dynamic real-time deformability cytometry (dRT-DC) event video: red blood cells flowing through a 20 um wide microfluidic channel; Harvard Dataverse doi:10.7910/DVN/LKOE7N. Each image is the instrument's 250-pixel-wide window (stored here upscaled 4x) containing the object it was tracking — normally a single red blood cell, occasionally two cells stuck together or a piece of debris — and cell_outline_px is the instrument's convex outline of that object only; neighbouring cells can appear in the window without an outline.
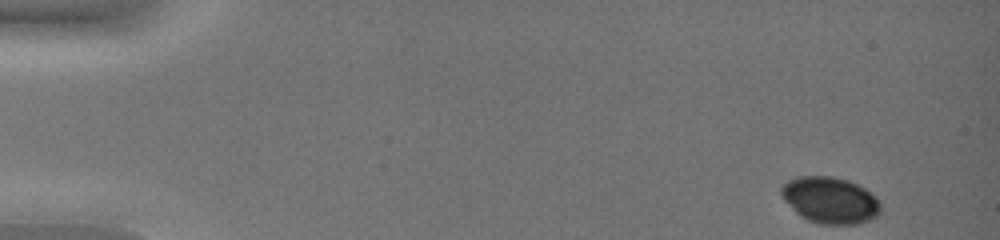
{"species": "common noctule bat (a hibernating species)", "species_latin": "Nyctalus noctula", "temperature_condition": "warm", "stored_images_in_passage": 44, "camera_frame_rate_fps": 3000, "um_per_image_px": 0.085, "animal": {"sex": "female", "body_mass_g": 19.0, "forearm_length_mm": 51.5}, "frame": {"image": 1, "passage_image": 1, "time_ms": 0.0, "image_size_px": [1000, 240], "cell_outline_px": [[880, 212], [876, 216], [868, 220], [856, 224], [820, 224], [808, 220], [800, 216], [784, 200], [780, 192], [780, 188], [788, 180], [796, 176], [832, 176], [848, 180], [864, 188], [876, 196], [880, 204]], "centroid_in_image_um": [70.54, 17.0], "position_along_channel_um": 14.5, "area_um2": 26.88}}
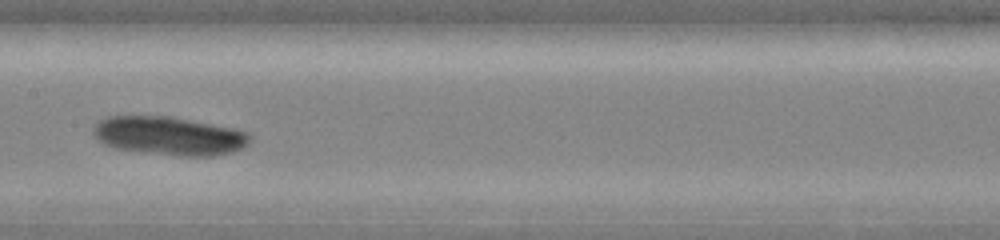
{"frame": {"image": 2, "passage_image": 24, "time_ms": 7.667, "image_size_px": [1000, 240], "cell_outline_px": [[252, 136], [248, 144], [232, 152], [212, 156], [180, 156], [116, 148], [104, 144], [92, 132], [92, 128], [100, 120], [108, 116], [172, 116], [232, 128], [248, 132]], "centroid_in_image_um": [14.39, 11.54], "position_along_channel_um": 193.0, "area_um2": 34.97}}
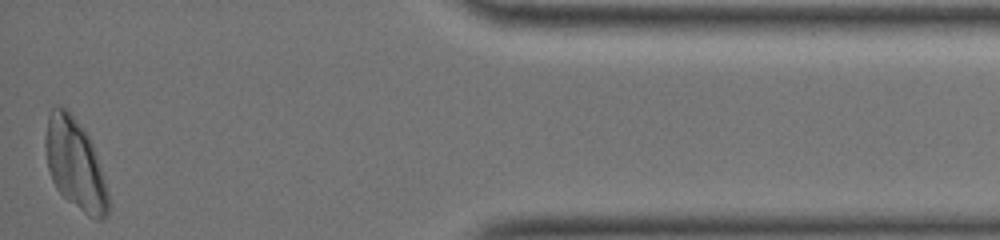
{"frame": {"image": 3, "passage_image": 44, "time_ms": 14.333, "image_size_px": [1000, 240], "cell_outline_px": [[108, 212], [104, 220], [96, 220], [88, 216], [68, 200], [56, 188], [52, 180], [48, 168], [44, 144], [44, 140], [48, 116], [52, 108], [64, 108], [72, 116], [88, 136], [92, 144], [108, 192]], "centroid_in_image_um": [6.37, 14.01], "position_along_channel_um": 428.8, "area_um2": 32.48}}